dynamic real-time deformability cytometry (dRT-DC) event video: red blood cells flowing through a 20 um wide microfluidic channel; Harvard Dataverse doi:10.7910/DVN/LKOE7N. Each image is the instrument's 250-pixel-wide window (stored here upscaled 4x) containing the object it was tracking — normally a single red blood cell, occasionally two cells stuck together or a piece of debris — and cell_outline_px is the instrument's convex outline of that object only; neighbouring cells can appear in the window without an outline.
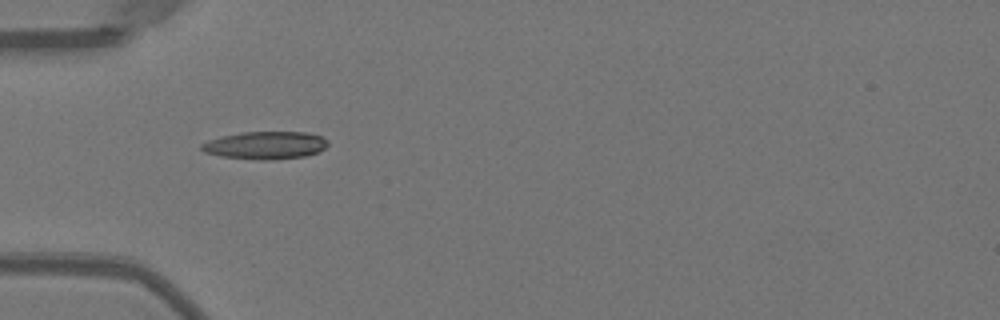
{"species": "Egyptian fruit bat (a non-hibernating species)", "species_latin": "Rousettus aegyptiacus", "temperature_condition": "warm", "stored_images_in_passage": 15, "camera_frame_rate_fps": 3000, "um_per_image_px": 0.085, "animal": {"sex": "female"}, "frame": {"image": 1, "passage_image": 1, "time_ms": 0.0, "image_size_px": [1000, 320], "cell_outline_px": [[328, 144], [324, 148], [316, 152], [304, 156], [272, 160], [260, 160], [220, 156], [204, 152], [200, 148], [200, 144], [208, 140], [220, 136], [240, 132], [308, 132], [320, 136], [328, 140]], "centroid_in_image_um": [22.52, 12.34], "position_along_channel_um": 62.5, "area_um2": 20.46}}
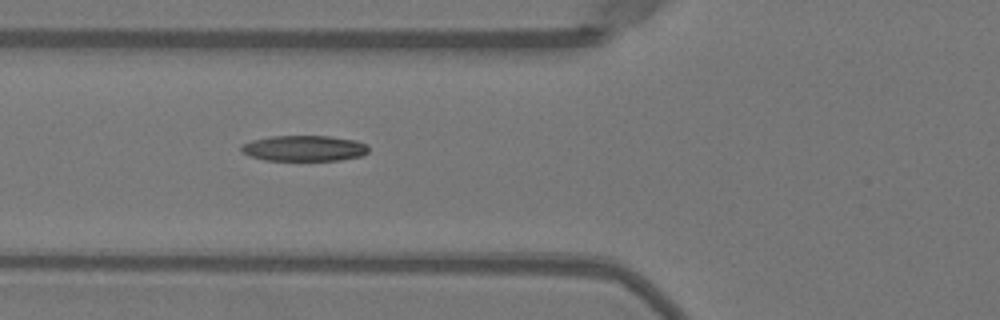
{"frame": {"image": 2, "passage_image": 4, "time_ms": 1.0, "image_size_px": [1000, 320], "cell_outline_px": [[368, 152], [360, 156], [340, 160], [264, 160], [240, 152], [240, 148], [244, 144], [252, 140], [272, 136], [328, 136], [356, 140], [368, 144]], "centroid_in_image_um": [25.87, 12.6], "position_along_channel_um": 99.9, "area_um2": 19.02}}